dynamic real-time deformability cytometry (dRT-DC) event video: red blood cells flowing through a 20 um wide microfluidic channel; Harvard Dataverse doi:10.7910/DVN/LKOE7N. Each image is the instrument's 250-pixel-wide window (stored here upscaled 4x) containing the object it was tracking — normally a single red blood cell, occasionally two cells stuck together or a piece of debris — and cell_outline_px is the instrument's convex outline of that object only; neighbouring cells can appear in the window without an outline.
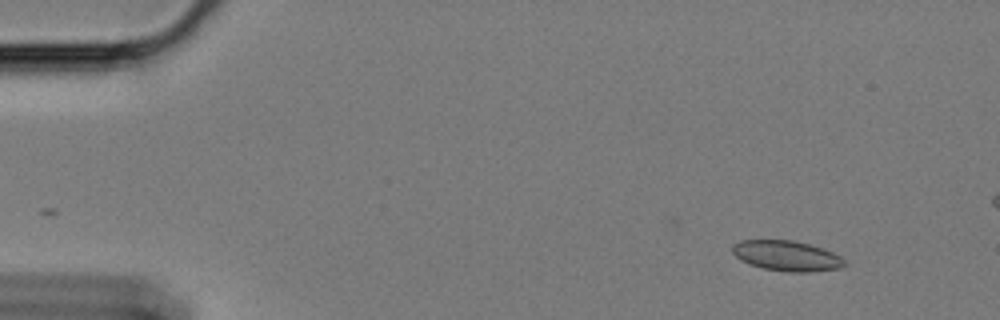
{"species": "Egyptian fruit bat (a non-hibernating species)", "species_latin": "Rousettus aegyptiacus", "temperature_condition": "cold", "stored_images_in_passage": 16, "camera_frame_rate_fps": 3000, "um_per_image_px": 0.085, "animal": {"sex": "female"}, "frame": {"image": 1, "passage_image": 3, "time_ms": 0.667, "image_size_px": [1000, 320], "cell_outline_px": [[848, 264], [840, 268], [808, 272], [788, 272], [764, 268], [740, 260], [732, 252], [732, 244], [740, 240], [792, 240], [808, 244], [832, 252], [840, 256]], "centroid_in_image_um": [66.86, 21.74], "position_along_channel_um": 18.1, "area_um2": 19.65}}